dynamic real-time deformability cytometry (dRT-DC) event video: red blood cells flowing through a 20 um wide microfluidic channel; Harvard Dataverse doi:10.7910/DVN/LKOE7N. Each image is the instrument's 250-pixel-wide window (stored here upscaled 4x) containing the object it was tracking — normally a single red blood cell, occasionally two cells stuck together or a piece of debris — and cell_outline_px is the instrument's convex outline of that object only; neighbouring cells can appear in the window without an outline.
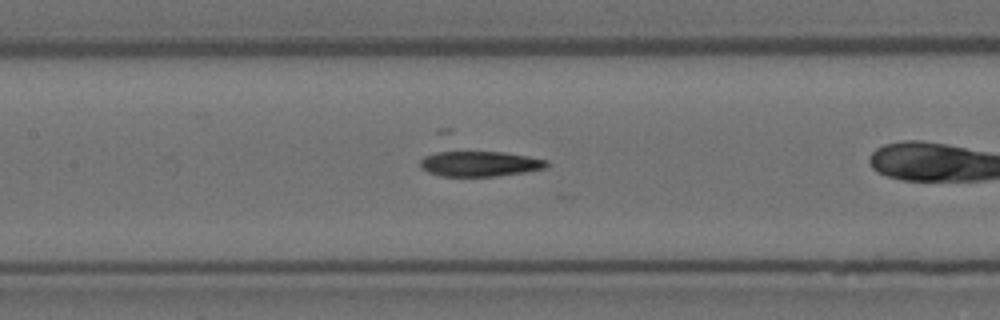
{"species": "Egyptian fruit bat (a non-hibernating species)", "species_latin": "Rousettus aegyptiacus", "temperature_condition": "room temperature", "stored_images_in_passage": 16, "camera_frame_rate_fps": 3000, "um_per_image_px": 0.085, "animal": {"sex": "female"}, "frame": {"image": 1, "passage_image": 12, "time_ms": 3.667, "image_size_px": [1000, 320], "cell_outline_px": [[548, 164], [544, 168], [524, 172], [496, 176], [440, 176], [428, 172], [420, 164], [420, 160], [424, 156], [444, 148], [448, 148], [504, 152], [528, 156], [548, 160]], "centroid_in_image_um": [40.69, 13.86], "position_along_channel_um": 166.7, "area_um2": 19.54}}